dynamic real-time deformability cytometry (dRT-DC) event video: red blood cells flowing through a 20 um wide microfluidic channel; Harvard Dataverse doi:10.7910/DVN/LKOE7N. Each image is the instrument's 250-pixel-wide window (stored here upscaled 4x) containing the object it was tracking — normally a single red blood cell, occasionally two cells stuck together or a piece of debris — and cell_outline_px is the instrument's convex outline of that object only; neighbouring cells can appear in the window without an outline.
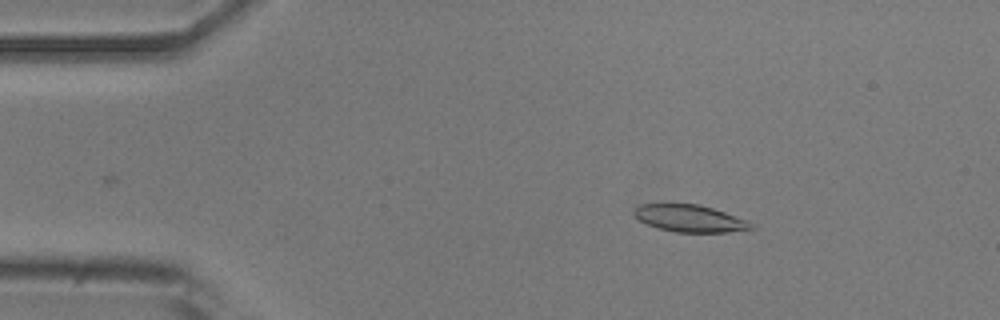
{"species": "common noctule bat (a hibernating species)", "species_latin": "Nyctalus noctula", "temperature_condition": "room temperature", "stored_images_in_passage": 47, "camera_frame_rate_fps": 3000, "um_per_image_px": 0.085, "animal": {"sex": "male", "body_mass_g": 20.5, "forearm_length_mm": 52.5}, "frame": {"image": 1, "passage_image": 7, "time_ms": 2.0, "image_size_px": [1000, 320], "cell_outline_px": [[756, 228], [728, 232], [676, 232], [660, 228], [648, 224], [640, 220], [632, 212], [640, 204], [700, 204], [748, 220], [756, 224]], "centroid_in_image_um": [58.7, 18.56], "position_along_channel_um": 26.3, "area_um2": 18.38}}
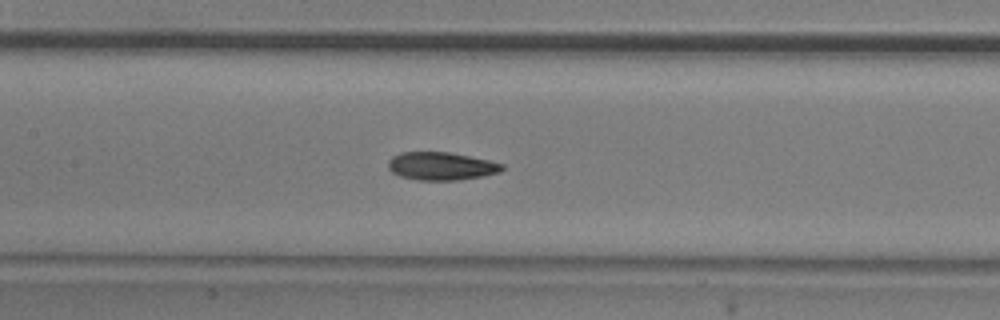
{"frame": {"image": 2, "passage_image": 23, "time_ms": 7.333, "image_size_px": [1000, 320], "cell_outline_px": [[504, 168], [500, 172], [480, 176], [456, 180], [416, 180], [400, 176], [392, 172], [388, 168], [388, 160], [392, 156], [400, 152], [448, 152], [488, 160], [504, 164]], "centroid_in_image_um": [37.46, 14.11], "position_along_channel_um": 169.9, "area_um2": 18.5}}
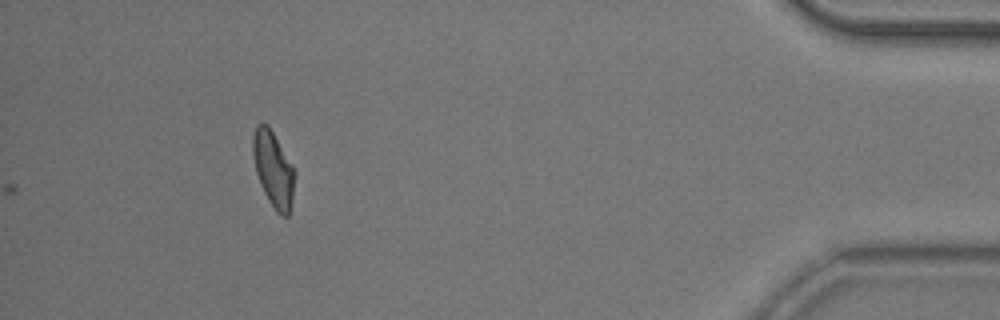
{"frame": {"image": 3, "passage_image": 47, "time_ms": 15.333, "image_size_px": [1000, 320], "cell_outline_px": [[296, 176], [292, 200], [288, 216], [280, 216], [276, 212], [268, 200], [260, 184], [256, 172], [252, 152], [252, 136], [256, 124], [268, 124], [292, 164], [296, 172]], "centroid_in_image_um": [23.24, 14.38], "position_along_channel_um": 412.0, "area_um2": 18.61}, "authors_computed_cell_mechanics": {"area_um2": 18.6694, "velocity_mm_per_s": 3.8053, "shape_relaxation_time_tau1_ms": 4.8442, "shape_relaxation_time_tau2_ms": 3.1771, "deformation_change_tau1": 0.1638, "deformation_change_tau2": 0.0934}}